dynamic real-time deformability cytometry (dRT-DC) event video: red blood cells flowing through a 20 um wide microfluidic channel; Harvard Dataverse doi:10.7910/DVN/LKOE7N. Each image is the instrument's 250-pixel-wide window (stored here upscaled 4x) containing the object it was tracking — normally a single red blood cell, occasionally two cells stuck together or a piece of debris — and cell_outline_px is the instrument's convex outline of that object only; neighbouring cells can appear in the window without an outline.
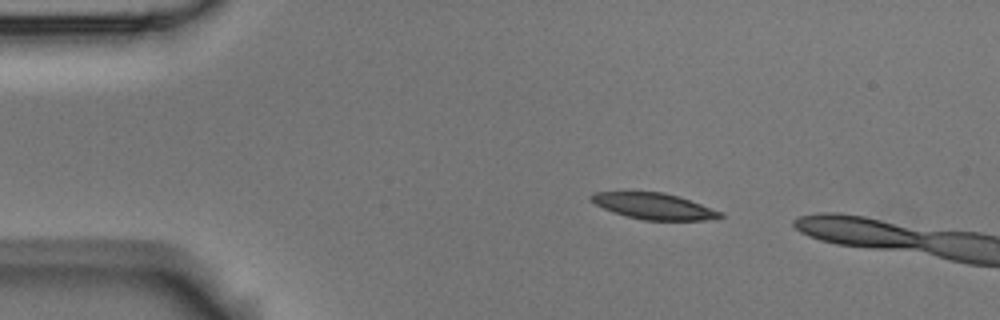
{"species": "Egyptian fruit bat (a non-hibernating species)", "species_latin": "Rousettus aegyptiacus", "temperature_condition": "room temperature", "stored_images_in_passage": 4, "camera_frame_rate_fps": 3000, "um_per_image_px": 0.085, "animal": {"sex": "male"}, "frame": {"image": 1, "passage_image": 2, "time_ms": 0.333, "image_size_px": [1000, 320], "cell_outline_px": [[724, 216], [704, 220], [644, 220], [612, 212], [588, 200], [588, 196], [592, 192], [664, 192], [724, 212]], "centroid_in_image_um": [55.54, 17.52], "position_along_channel_um": 29.5, "area_um2": 19.48}}